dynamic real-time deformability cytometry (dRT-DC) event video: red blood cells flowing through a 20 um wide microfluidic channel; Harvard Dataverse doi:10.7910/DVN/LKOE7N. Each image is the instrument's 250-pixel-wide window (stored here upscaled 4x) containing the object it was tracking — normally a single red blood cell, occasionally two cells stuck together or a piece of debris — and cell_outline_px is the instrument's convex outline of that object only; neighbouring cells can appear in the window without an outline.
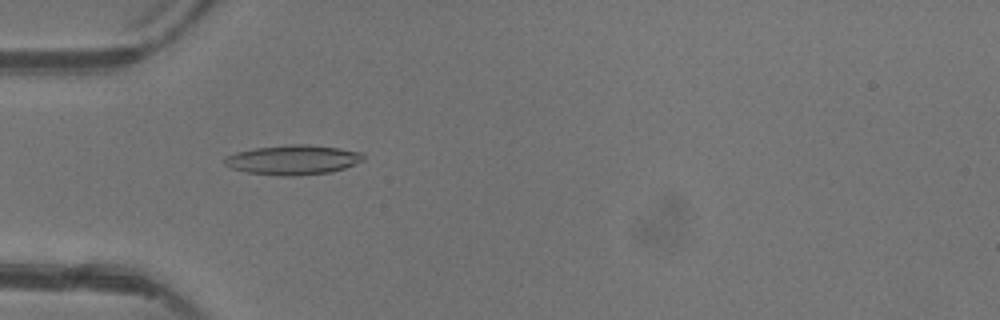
{"species": "common noctule bat (a hibernating species)", "species_latin": "Nyctalus noctula", "temperature_condition": "warm", "stored_images_in_passage": 4, "camera_frame_rate_fps": 3000, "um_per_image_px": 0.085, "animal": {"sex": "female"}, "frame": {"image": 1, "passage_image": 3, "time_ms": 2.333, "image_size_px": [1000, 320], "cell_outline_px": [[364, 160], [344, 168], [332, 172], [296, 176], [280, 176], [248, 172], [232, 168], [224, 164], [224, 160], [228, 156], [236, 152], [256, 148], [292, 144], [308, 144], [340, 148], [360, 152], [364, 156]], "centroid_in_image_um": [24.93, 13.59], "position_along_channel_um": 60.1, "area_um2": 23.87}}
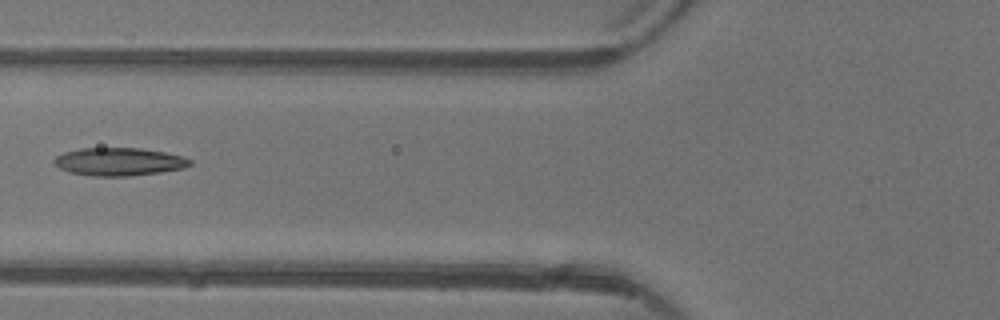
{"frame": {"image": 2, "passage_image": 4, "time_ms": 3.667, "image_size_px": [1000, 320], "cell_outline_px": [[192, 164], [184, 168], [160, 172], [128, 176], [92, 176], [68, 172], [60, 168], [52, 160], [56, 156], [64, 152], [80, 148], [140, 148], [164, 152], [184, 156], [192, 160]], "centroid_in_image_um": [10.12, 13.74], "position_along_channel_um": 115.7, "area_um2": 22.2}}